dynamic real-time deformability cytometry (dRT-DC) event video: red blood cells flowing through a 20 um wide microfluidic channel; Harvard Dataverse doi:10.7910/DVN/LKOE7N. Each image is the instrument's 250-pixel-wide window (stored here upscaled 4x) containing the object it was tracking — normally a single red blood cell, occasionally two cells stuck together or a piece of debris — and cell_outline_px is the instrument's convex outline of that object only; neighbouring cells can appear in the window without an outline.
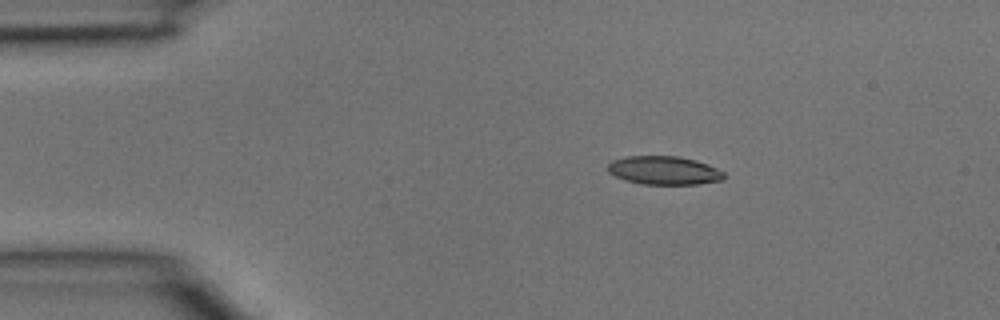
{"species": "common noctule bat (a hibernating species)", "species_latin": "Nyctalus noctula", "temperature_condition": "room temperature", "stored_images_in_passage": 3, "camera_frame_rate_fps": 3000, "um_per_image_px": 0.085, "animal": {"sex": "male", "body_mass_g": 15.6}, "frame": {"image": 1, "passage_image": 2, "time_ms": 0.333, "image_size_px": [1000, 320], "cell_outline_px": [[724, 180], [696, 184], [644, 184], [624, 180], [608, 172], [608, 164], [612, 160], [624, 156], [676, 156], [696, 160], [708, 164], [724, 172]], "centroid_in_image_um": [56.43, 14.48], "position_along_channel_um": 28.6, "area_um2": 19.31}}